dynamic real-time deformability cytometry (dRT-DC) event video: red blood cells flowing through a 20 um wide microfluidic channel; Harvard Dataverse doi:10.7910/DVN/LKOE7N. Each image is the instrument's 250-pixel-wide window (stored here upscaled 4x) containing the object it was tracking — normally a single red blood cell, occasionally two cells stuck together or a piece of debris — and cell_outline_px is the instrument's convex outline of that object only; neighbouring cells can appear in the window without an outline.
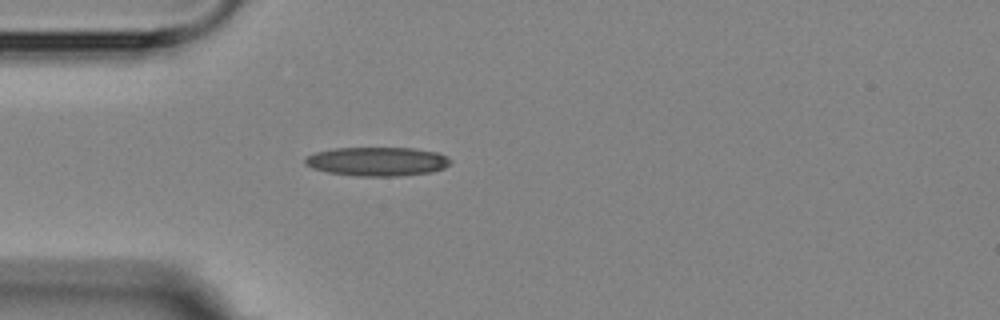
{"species": "Egyptian fruit bat (a non-hibernating species)", "species_latin": "Rousettus aegyptiacus", "temperature_condition": "room temperature", "stored_images_in_passage": 1, "camera_frame_rate_fps": 3000, "um_per_image_px": 0.085, "animal": {"sex": "female"}, "frame": {"image": 1, "passage_image": 1, "time_ms": 0.0, "image_size_px": [1000, 320], "cell_outline_px": [[452, 160], [444, 168], [432, 172], [396, 176], [356, 176], [328, 172], [312, 168], [304, 164], [304, 160], [308, 156], [316, 152], [336, 148], [412, 148], [436, 152], [448, 156]], "centroid_in_image_um": [32.07, 13.73], "position_along_channel_um": 52.9, "area_um2": 24.45}}